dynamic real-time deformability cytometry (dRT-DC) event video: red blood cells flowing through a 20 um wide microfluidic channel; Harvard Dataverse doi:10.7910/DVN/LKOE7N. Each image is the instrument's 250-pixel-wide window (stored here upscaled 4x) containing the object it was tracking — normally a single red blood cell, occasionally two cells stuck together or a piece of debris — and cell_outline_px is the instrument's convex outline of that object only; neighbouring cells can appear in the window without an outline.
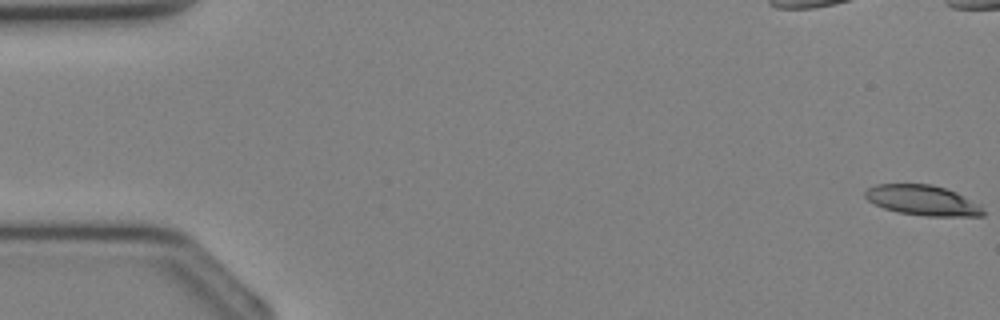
{"species": "Egyptian fruit bat (a non-hibernating species)", "species_latin": "Rousettus aegyptiacus", "temperature_condition": "cold", "stored_images_in_passage": 38, "camera_frame_rate_fps": 3000, "um_per_image_px": 0.085, "animal": {"sex": "female"}, "frame": {"image": 1, "passage_image": 1, "time_ms": 0.0, "image_size_px": [1000, 320], "cell_outline_px": [[984, 216], [924, 216], [896, 212], [884, 208], [868, 200], [864, 196], [864, 192], [868, 188], [876, 184], [932, 184], [956, 192], [980, 204], [984, 212]], "centroid_in_image_um": [78.43, 17.03], "position_along_channel_um": 6.6, "area_um2": 20.81}}
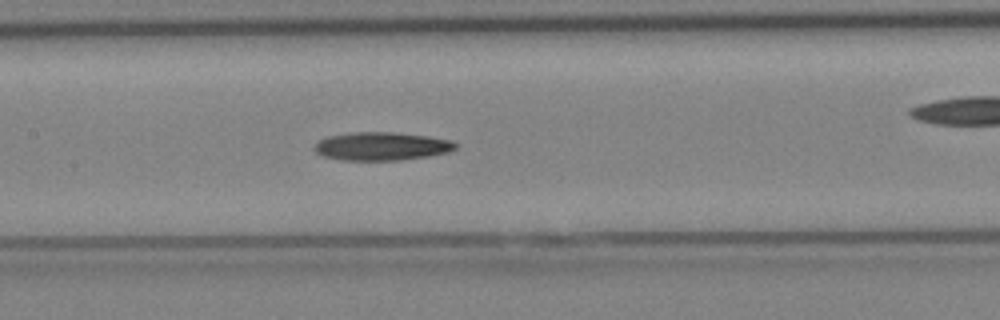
{"frame": {"image": 2, "passage_image": 18, "time_ms": 5.667, "image_size_px": [1000, 320], "cell_outline_px": [[456, 148], [448, 152], [428, 156], [400, 160], [344, 160], [324, 156], [316, 152], [312, 148], [320, 140], [328, 136], [348, 132], [396, 132], [428, 136], [452, 140], [456, 144]], "centroid_in_image_um": [32.44, 12.42], "position_along_channel_um": 175.0, "area_um2": 23.24}}
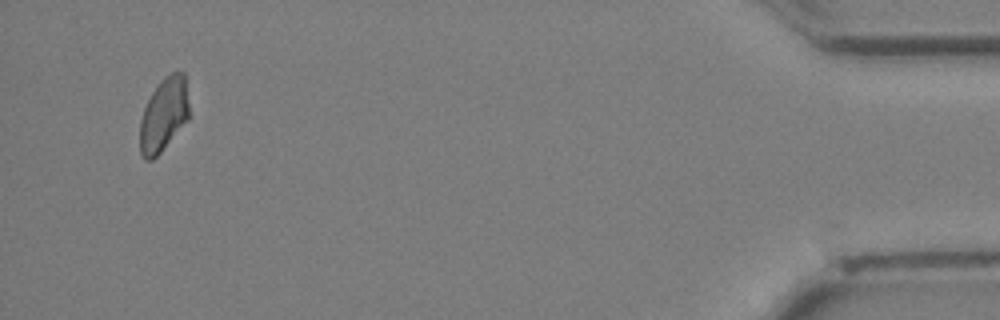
{"frame": {"image": 3, "passage_image": 38, "time_ms": 12.333, "image_size_px": [1000, 320], "cell_outline_px": [[188, 120], [160, 152], [152, 160], [144, 160], [140, 152], [140, 120], [144, 108], [152, 92], [160, 80], [164, 76], [172, 72], [184, 72], [188, 104]], "centroid_in_image_um": [13.9, 9.74], "position_along_channel_um": 421.3, "area_um2": 20.92}}